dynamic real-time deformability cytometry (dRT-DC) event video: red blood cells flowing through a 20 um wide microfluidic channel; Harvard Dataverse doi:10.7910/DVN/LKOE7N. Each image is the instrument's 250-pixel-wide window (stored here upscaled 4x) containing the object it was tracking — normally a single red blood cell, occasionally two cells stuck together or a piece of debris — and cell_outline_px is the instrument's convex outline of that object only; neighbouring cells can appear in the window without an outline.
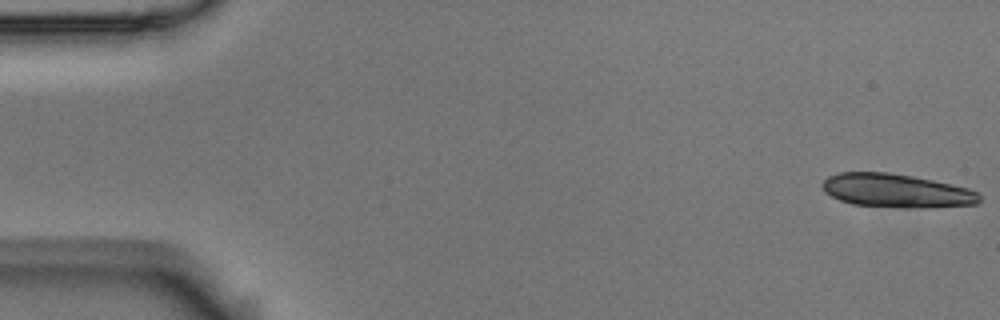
{"species": "Egyptian fruit bat (a non-hibernating species)", "species_latin": "Rousettus aegyptiacus", "temperature_condition": "room temperature", "stored_images_in_passage": 12, "camera_frame_rate_fps": 3000, "um_per_image_px": 0.085, "animal": {"sex": "male"}, "frame": {"image": 1, "passage_image": 1, "time_ms": 0.0, "image_size_px": [1000, 320], "cell_outline_px": [[984, 200], [976, 204], [924, 208], [904, 208], [852, 204], [840, 200], [824, 192], [820, 184], [828, 176], [840, 172], [888, 172], [912, 176], [932, 180], [968, 188], [976, 192]], "centroid_in_image_um": [76.18, 16.21], "position_along_channel_um": 8.8, "area_um2": 30.92}}